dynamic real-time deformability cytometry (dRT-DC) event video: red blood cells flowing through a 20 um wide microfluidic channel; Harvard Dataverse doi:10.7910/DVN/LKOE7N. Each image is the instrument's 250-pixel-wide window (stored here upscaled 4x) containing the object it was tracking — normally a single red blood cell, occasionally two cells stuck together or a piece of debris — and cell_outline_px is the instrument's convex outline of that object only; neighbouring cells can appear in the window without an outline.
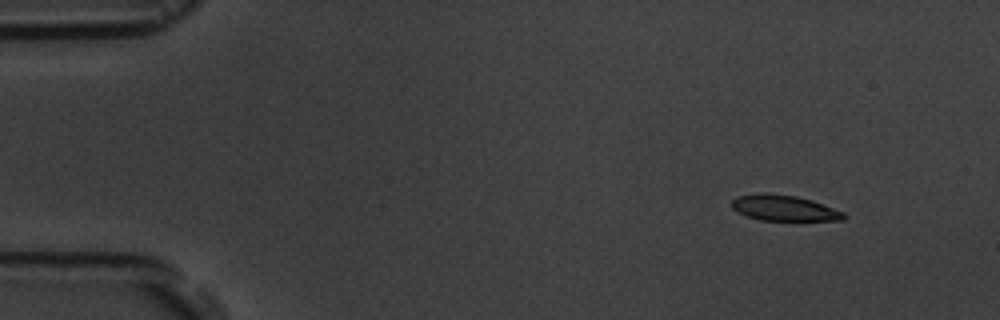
{"species": "common noctule bat (a hibernating species)", "species_latin": "Nyctalus noctula", "temperature_condition": "room temperature", "stored_images_in_passage": 5, "camera_frame_rate_fps": 3000, "um_per_image_px": 0.085, "animal": {"sex": "male", "body_mass_g": 19.5, "forearm_length_mm": 54.6}, "frame": {"image": 1, "passage_image": 2, "time_ms": 1.333, "image_size_px": [1000, 320], "cell_outline_px": [[848, 216], [844, 220], [760, 220], [748, 216], [732, 208], [732, 200], [736, 196], [756, 192], [768, 192], [796, 196], [812, 200], [844, 212]], "centroid_in_image_um": [66.64, 17.66], "position_along_channel_um": 18.4, "area_um2": 16.88}}
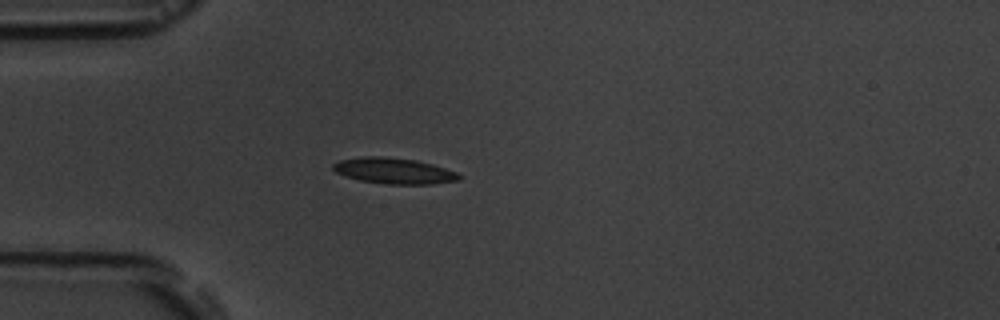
{"frame": {"image": 2, "passage_image": 5, "time_ms": 4.667, "image_size_px": [1000, 320], "cell_outline_px": [[460, 180], [432, 184], [388, 184], [360, 180], [344, 176], [336, 172], [332, 168], [332, 164], [340, 160], [360, 156], [380, 156], [416, 160], [432, 164], [456, 172], [460, 176]], "centroid_in_image_um": [33.45, 14.52], "position_along_channel_um": 51.5, "area_um2": 18.96}}